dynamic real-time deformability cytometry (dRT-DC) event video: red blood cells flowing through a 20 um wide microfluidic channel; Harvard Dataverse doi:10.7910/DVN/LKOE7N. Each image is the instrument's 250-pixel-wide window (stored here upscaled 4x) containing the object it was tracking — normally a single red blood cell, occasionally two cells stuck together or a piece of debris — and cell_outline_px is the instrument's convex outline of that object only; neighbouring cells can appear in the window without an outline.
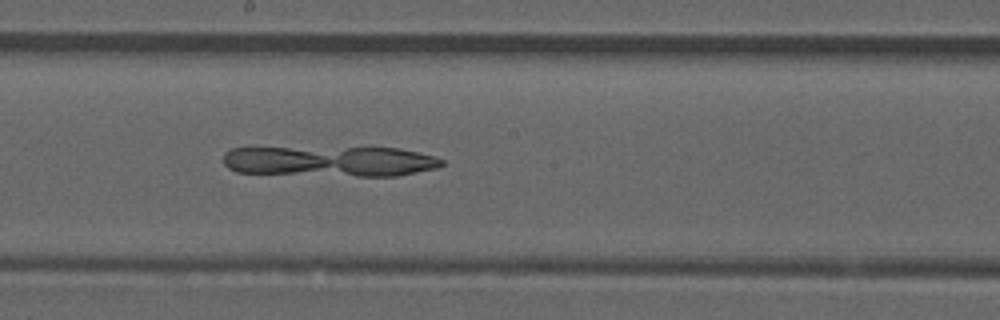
{"species": "common noctule bat (a hibernating species)", "species_latin": "Nyctalus noctula", "temperature_condition": "room temperature", "stored_images_in_passage": 36, "camera_frame_rate_fps": 3000, "um_per_image_px": 0.085, "animal": {"sex": "male", "forearm_length_mm": 52.5}, "frame": {"image": 1, "passage_image": 28, "time_ms": 9.0, "image_size_px": [1000, 320], "cell_outline_px": [[444, 164], [440, 168], [396, 176], [356, 176], [236, 172], [228, 168], [224, 164], [224, 152], [232, 148], [400, 148], [432, 156], [444, 160]], "centroid_in_image_um": [28.08, 13.71], "position_along_channel_um": 220.1, "area_um2": 38.67}}